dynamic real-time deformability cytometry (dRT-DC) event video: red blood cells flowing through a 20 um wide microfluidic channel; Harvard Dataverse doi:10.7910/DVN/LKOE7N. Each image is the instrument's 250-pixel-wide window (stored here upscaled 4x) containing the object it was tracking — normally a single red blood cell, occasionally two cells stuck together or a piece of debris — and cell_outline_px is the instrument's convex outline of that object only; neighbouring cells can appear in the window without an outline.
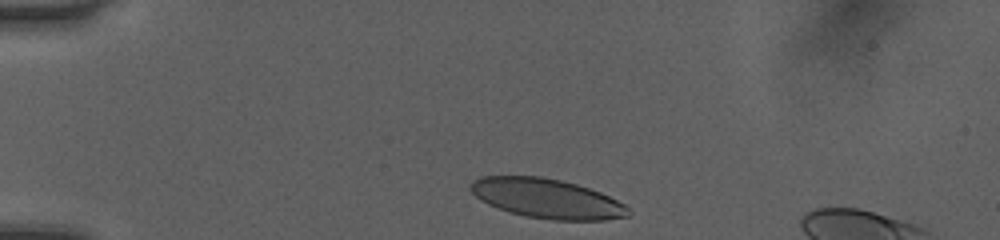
{"species": "human", "species_latin": "Homo sapiens", "temperature_condition": "room temperature", "stored_images_in_passage": 34, "camera_frame_rate_fps": 3000, "um_per_image_px": 0.085, "donor": {"sex": "female"}, "frame": {"image": 1, "passage_image": 1, "time_ms": 0.0, "image_size_px": [1000, 240], "cell_outline_px": [[632, 212], [628, 216], [604, 220], [552, 220], [528, 216], [508, 212], [488, 204], [480, 200], [468, 188], [468, 184], [472, 180], [480, 176], [540, 176], [560, 180], [576, 184], [600, 192], [624, 204]], "centroid_in_image_um": [46.45, 16.86], "position_along_channel_um": 38.6, "area_um2": 36.36}}
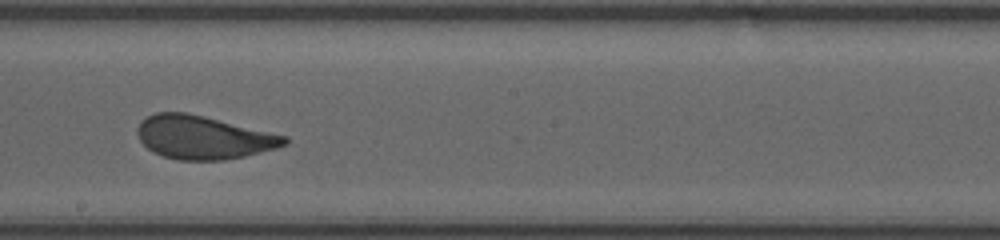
{"frame": {"image": 2, "passage_image": 19, "time_ms": 6.0, "image_size_px": [1000, 240], "cell_outline_px": [[288, 144], [276, 148], [244, 156], [224, 160], [180, 160], [164, 156], [152, 152], [140, 140], [136, 132], [136, 128], [140, 120], [156, 112], [188, 112], [288, 136]], "centroid_in_image_um": [17.27, 11.67], "position_along_channel_um": 230.9, "area_um2": 37.22}}
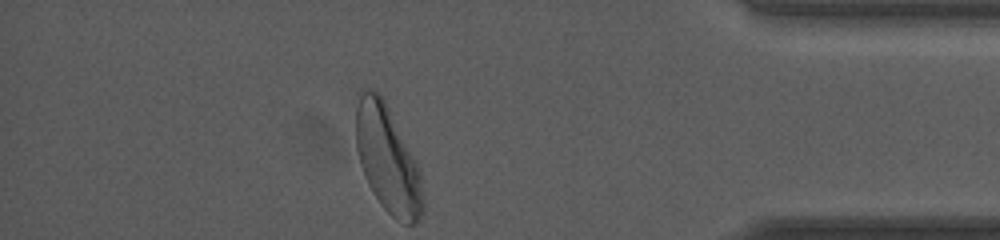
{"frame": {"image": 3, "passage_image": 34, "time_ms": 11.0, "image_size_px": [1000, 240], "cell_outline_px": [[424, 212], [416, 224], [404, 224], [396, 220], [380, 204], [372, 192], [364, 176], [360, 164], [356, 148], [356, 108], [360, 88], [372, 88], [380, 92], [416, 160], [420, 172], [424, 200]], "centroid_in_image_um": [32.94, 13.54], "position_along_channel_um": 402.3, "area_um2": 42.25}, "authors_computed_cell_mechanics": {"area_um2": 37.6278, "velocity_mm_per_s": 4.0621, "shape_relaxation_time_tau1_ms": 3.3486, "shape_relaxation_time_tau2_ms": null, "deformation_change_tau1": 0.1509, "deformation_change_tau2": null}}